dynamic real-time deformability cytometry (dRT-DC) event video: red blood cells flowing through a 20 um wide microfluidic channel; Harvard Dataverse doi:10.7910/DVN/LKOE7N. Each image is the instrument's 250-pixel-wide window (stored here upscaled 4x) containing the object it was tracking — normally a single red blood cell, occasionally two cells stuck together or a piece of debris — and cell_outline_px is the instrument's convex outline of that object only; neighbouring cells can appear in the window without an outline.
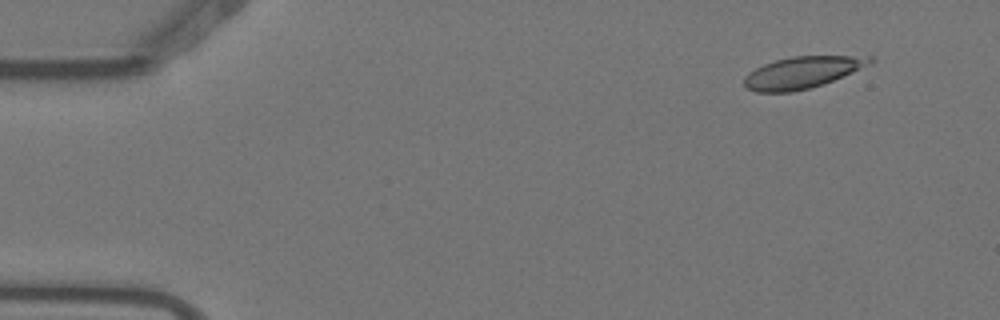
{"species": "Egyptian fruit bat (a non-hibernating species)", "species_latin": "Rousettus aegyptiacus", "temperature_condition": "warm", "stored_images_in_passage": 5, "camera_frame_rate_fps": 3000, "um_per_image_px": 0.085, "animal": {"sex": "female"}, "frame": {"image": 1, "passage_image": 2, "time_ms": 0.333, "image_size_px": [1000, 320], "cell_outline_px": [[876, 60], [824, 84], [792, 92], [756, 92], [744, 88], [744, 76], [748, 72], [764, 64], [776, 60], [792, 56], [872, 56]], "centroid_in_image_um": [68.12, 6.16], "position_along_channel_um": 16.9, "area_um2": 23.0}}
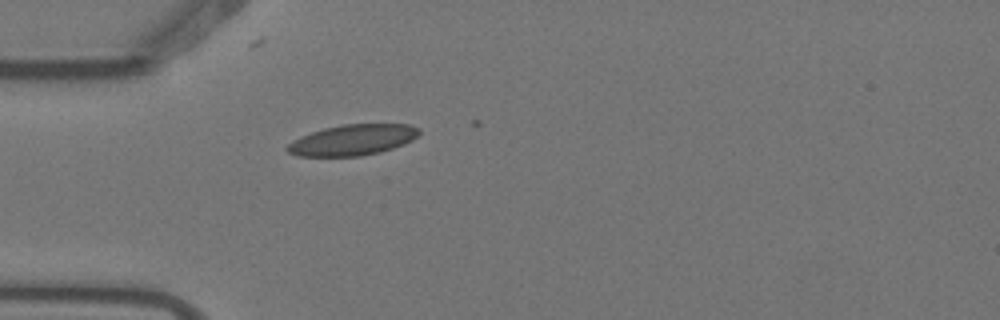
{"frame": {"image": 2, "passage_image": 5, "time_ms": 1.333, "image_size_px": [1000, 320], "cell_outline_px": [[420, 132], [412, 140], [404, 144], [380, 152], [360, 156], [296, 156], [288, 152], [284, 148], [292, 140], [300, 136], [324, 128], [344, 124], [408, 124], [420, 128]], "centroid_in_image_um": [29.95, 11.9], "position_along_channel_um": 55.1, "area_um2": 23.7}}